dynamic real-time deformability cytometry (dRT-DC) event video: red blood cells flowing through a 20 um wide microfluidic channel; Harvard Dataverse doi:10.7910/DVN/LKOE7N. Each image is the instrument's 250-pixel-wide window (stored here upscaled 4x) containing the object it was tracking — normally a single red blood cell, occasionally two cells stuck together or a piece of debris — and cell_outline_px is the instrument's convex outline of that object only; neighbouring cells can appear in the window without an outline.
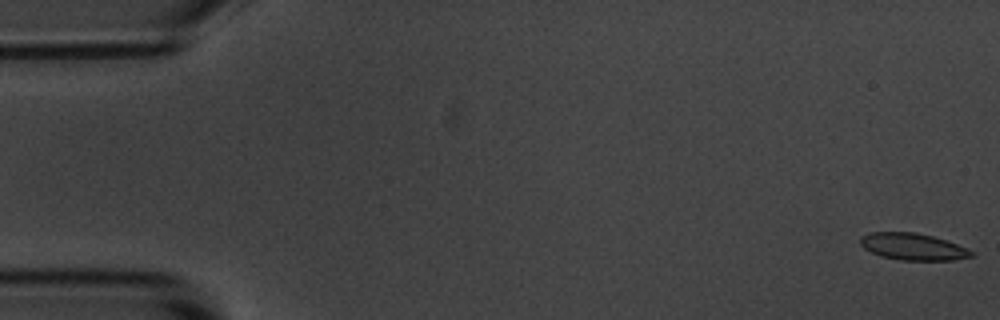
{"species": "common noctule bat (a hibernating species)", "species_latin": "Nyctalus noctula", "temperature_condition": "room temperature", "stored_images_in_passage": 10, "camera_frame_rate_fps": 3000, "um_per_image_px": 0.085, "animal": {"sex": "male", "body_mass_g": 20.1, "forearm_length_mm": 53.5}, "frame": {"image": 1, "passage_image": 1, "time_ms": 0.0, "image_size_px": [1000, 320], "cell_outline_px": [[972, 256], [952, 260], [900, 260], [880, 256], [864, 248], [860, 244], [860, 236], [868, 232], [916, 232], [932, 236], [956, 244], [972, 252]], "centroid_in_image_um": [77.51, 20.96], "position_along_channel_um": 7.5, "area_um2": 17.17}}
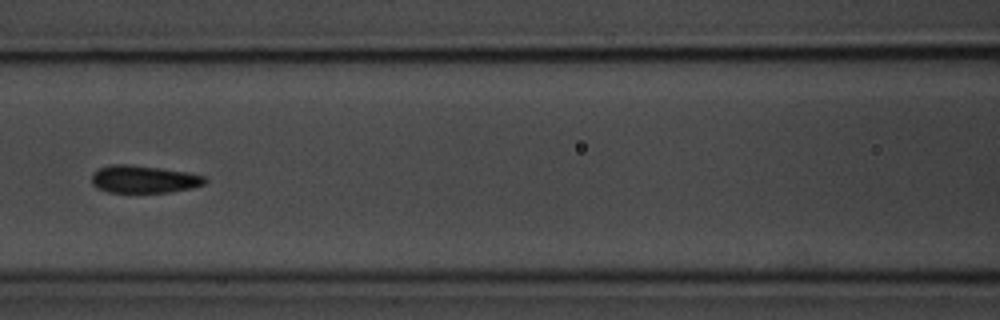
{"frame": {"image": 2, "passage_image": 7, "time_ms": 7.667, "image_size_px": [1000, 320], "cell_outline_px": [[208, 180], [204, 184], [192, 188], [168, 192], [108, 192], [96, 188], [92, 184], [92, 172], [100, 168], [112, 164], [128, 164], [160, 168], [188, 172], [204, 176]], "centroid_in_image_um": [12.21, 15.23], "position_along_channel_um": 154.4, "area_um2": 18.21}}
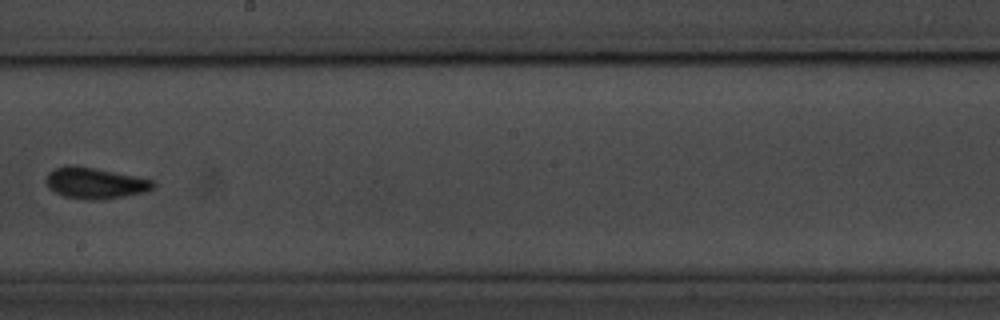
{"frame": {"image": 3, "passage_image": 9, "time_ms": 10.0, "image_size_px": [1000, 320], "cell_outline_px": [[156, 184], [148, 192], [104, 200], [92, 200], [64, 196], [48, 188], [44, 180], [48, 172], [56, 168], [68, 164], [76, 164], [156, 180]], "centroid_in_image_um": [8.1, 15.55], "position_along_channel_um": 240.1, "area_um2": 19.88}}